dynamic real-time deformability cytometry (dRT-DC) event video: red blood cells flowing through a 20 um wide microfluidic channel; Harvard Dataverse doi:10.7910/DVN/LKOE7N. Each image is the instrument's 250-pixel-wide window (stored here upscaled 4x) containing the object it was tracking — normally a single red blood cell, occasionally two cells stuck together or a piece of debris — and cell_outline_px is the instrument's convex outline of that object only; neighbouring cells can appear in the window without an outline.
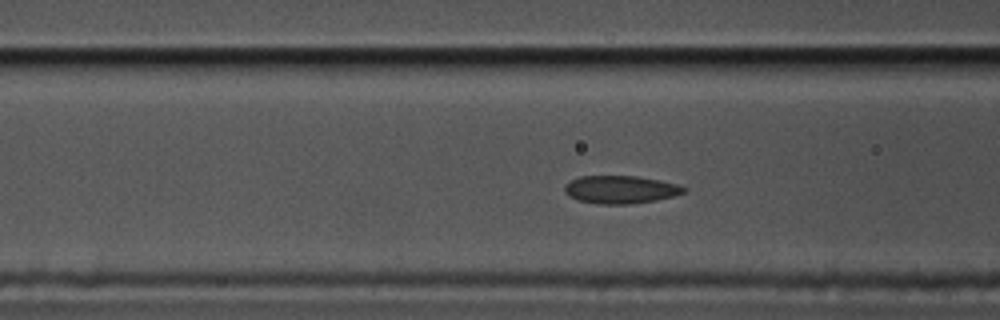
{"species": "common noctule bat (a hibernating species)", "species_latin": "Nyctalus noctula", "temperature_condition": "cold", "stored_images_in_passage": 55, "camera_frame_rate_fps": 3000, "um_per_image_px": 0.085, "animal": {"sex": "male", "body_mass_g": 17.5, "forearm_length_mm": 52.3}, "frame": {"image": 1, "passage_image": 19, "time_ms": 6.0, "image_size_px": [1000, 320], "cell_outline_px": [[688, 188], [684, 192], [672, 196], [656, 200], [628, 204], [600, 204], [580, 200], [564, 192], [564, 184], [580, 176], [636, 176], [660, 180], [676, 184]], "centroid_in_image_um": [52.75, 16.1], "position_along_channel_um": 113.9, "area_um2": 19.13}}
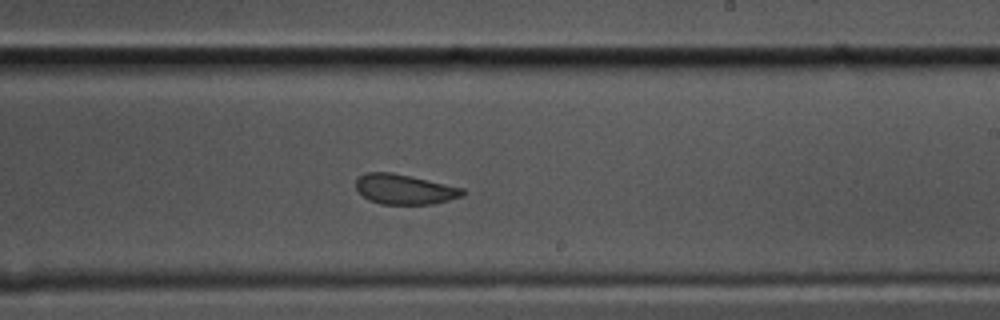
{"frame": {"image": 2, "passage_image": 31, "time_ms": 10.0, "image_size_px": [1000, 320], "cell_outline_px": [[468, 192], [460, 196], [448, 200], [432, 204], [380, 204], [368, 200], [356, 188], [356, 180], [364, 172], [392, 172], [464, 188]], "centroid_in_image_um": [34.38, 16.09], "position_along_channel_um": 254.6, "area_um2": 18.61}}
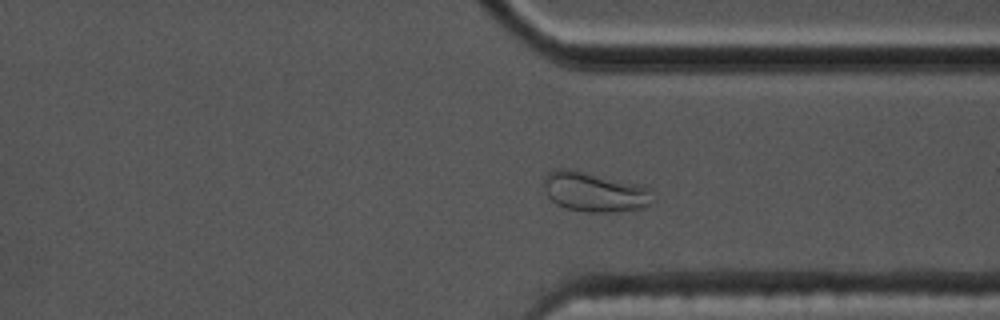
{"frame": {"image": 3, "passage_image": 40, "time_ms": 13.0, "image_size_px": [1000, 320], "cell_outline_px": [[656, 200], [652, 204], [644, 208], [616, 212], [588, 212], [568, 208], [556, 204], [544, 192], [544, 180], [548, 172], [556, 168], [568, 168], [640, 184], [648, 188]], "centroid_in_image_um": [50.57, 16.31], "position_along_channel_um": 360.8, "area_um2": 25.49}, "authors_computed_cell_mechanics": {"area_um2": 19.7676, "velocity_mm_per_s": 3.5268, "shape_relaxation_time_tau1_ms": null, "shape_relaxation_time_tau2_ms": 1.7952, "deformation_change_tau1": null, "deformation_change_tau2": 0.0342}}